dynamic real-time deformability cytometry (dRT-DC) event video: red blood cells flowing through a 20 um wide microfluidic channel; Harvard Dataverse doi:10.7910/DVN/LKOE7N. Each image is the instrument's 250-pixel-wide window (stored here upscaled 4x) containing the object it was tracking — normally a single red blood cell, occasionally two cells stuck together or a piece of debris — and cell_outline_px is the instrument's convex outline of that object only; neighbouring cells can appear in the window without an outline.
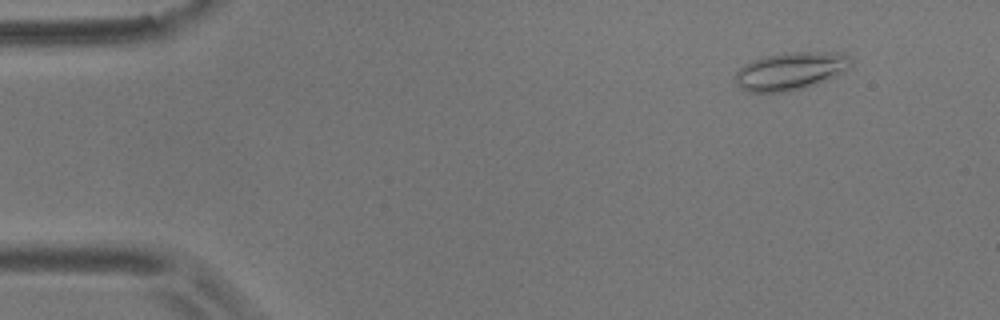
{"species": "common noctule bat (a hibernating species)", "species_latin": "Nyctalus noctula", "temperature_condition": "room temperature", "stored_images_in_passage": 6, "camera_frame_rate_fps": 3000, "um_per_image_px": 0.085, "animal": {"sex": "male", "body_mass_g": 17.9}, "frame": {"image": 1, "passage_image": 2, "time_ms": 1.0, "image_size_px": [1000, 320], "cell_outline_px": [[852, 64], [844, 72], [836, 76], [816, 84], [804, 88], [788, 92], [748, 92], [736, 84], [736, 72], [744, 64], [752, 60], [764, 56], [784, 52], [840, 52], [848, 56], [852, 60]], "centroid_in_image_um": [67.21, 6.03], "position_along_channel_um": 17.8, "area_um2": 25.66}}